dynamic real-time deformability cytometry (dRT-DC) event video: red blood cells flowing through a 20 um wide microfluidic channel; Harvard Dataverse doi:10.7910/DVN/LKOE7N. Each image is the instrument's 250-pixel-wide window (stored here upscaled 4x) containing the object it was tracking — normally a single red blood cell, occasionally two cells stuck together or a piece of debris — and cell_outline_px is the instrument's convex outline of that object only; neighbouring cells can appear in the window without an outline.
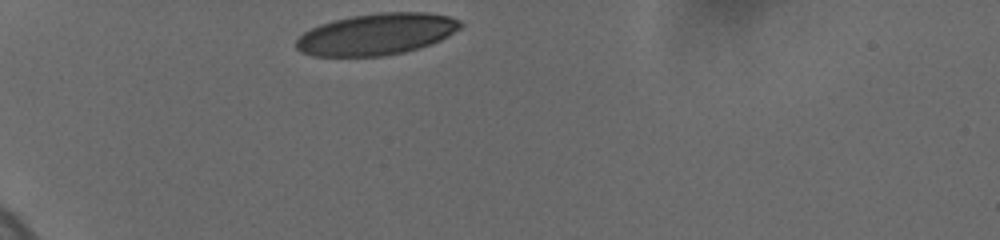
{"species": "human", "species_latin": "Homo sapiens", "temperature_condition": "cold", "stored_images_in_passage": 9, "camera_frame_rate_fps": 3000, "um_per_image_px": 0.085, "donor": {"sex": "female"}, "frame": {"image": 1, "passage_image": 1, "time_ms": 0.0, "image_size_px": [1000, 240], "cell_outline_px": [[464, 24], [460, 28], [448, 36], [432, 44], [404, 52], [380, 56], [312, 56], [300, 52], [296, 48], [296, 40], [304, 32], [320, 24], [352, 16], [380, 12], [428, 12], [448, 16], [460, 20]], "centroid_in_image_um": [32.02, 2.9], "position_along_channel_um": 53.0, "area_um2": 39.71}}
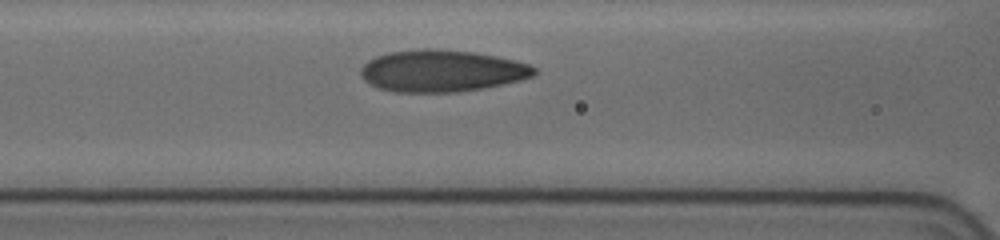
{"frame": {"image": 2, "passage_image": 6, "time_ms": 3.0, "image_size_px": [1000, 240], "cell_outline_px": [[536, 72], [532, 76], [520, 80], [480, 88], [456, 92], [400, 92], [380, 88], [364, 80], [360, 76], [360, 68], [368, 60], [376, 56], [388, 52], [424, 48], [436, 48], [472, 52], [496, 56], [516, 60], [528, 64], [536, 68]], "centroid_in_image_um": [37.52, 6.01], "position_along_channel_um": 129.1, "area_um2": 42.14}}
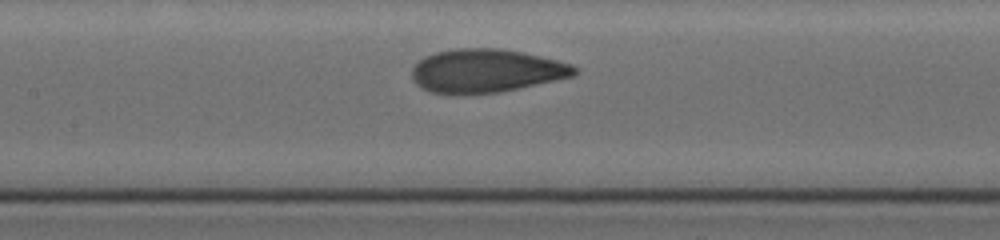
{"frame": {"image": 3, "passage_image": 8, "time_ms": 4.0, "image_size_px": [1000, 240], "cell_outline_px": [[580, 72], [576, 76], [520, 88], [500, 92], [432, 92], [420, 88], [412, 80], [412, 68], [424, 56], [436, 52], [456, 48], [500, 48], [540, 56], [572, 64], [580, 68]], "centroid_in_image_um": [41.38, 6.0], "position_along_channel_um": 166.0, "area_um2": 40.92}}